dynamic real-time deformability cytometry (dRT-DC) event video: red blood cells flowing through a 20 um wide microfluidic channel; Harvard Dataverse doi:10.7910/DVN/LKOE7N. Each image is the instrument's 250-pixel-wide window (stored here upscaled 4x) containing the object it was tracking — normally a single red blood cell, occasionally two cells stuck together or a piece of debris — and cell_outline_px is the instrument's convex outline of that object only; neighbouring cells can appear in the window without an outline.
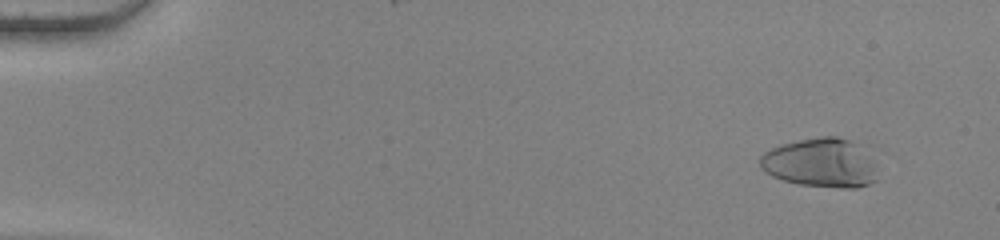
{"species": "human", "species_latin": "Homo sapiens", "temperature_condition": "warm", "stored_images_in_passage": 56, "camera_frame_rate_fps": 3000, "um_per_image_px": 0.085, "donor": {"sex": "female"}, "frame": {"image": 1, "passage_image": 5, "time_ms": 1.333, "image_size_px": [1000, 240], "cell_outline_px": [[880, 180], [856, 188], [844, 188], [800, 184], [784, 180], [772, 176], [760, 168], [760, 156], [764, 152], [780, 144], [820, 136], [836, 136], [848, 140], [868, 156]], "centroid_in_image_um": [69.71, 13.86], "position_along_channel_um": 15.3, "area_um2": 33.06}}
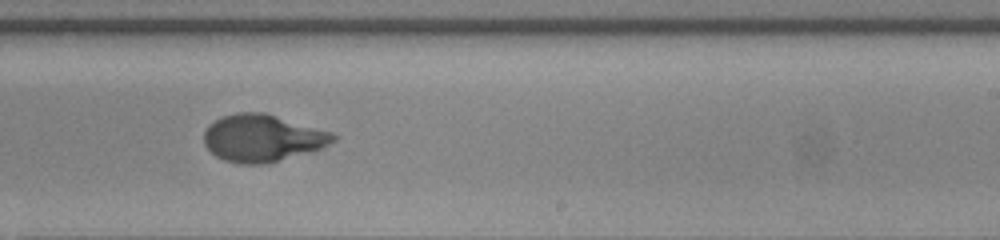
{"frame": {"image": 2, "passage_image": 36, "time_ms": 11.667, "image_size_px": [1000, 240], "cell_outline_px": [[340, 136], [336, 140], [320, 148], [264, 164], [240, 164], [224, 160], [216, 156], [204, 144], [204, 132], [216, 120], [224, 116], [236, 112], [264, 112], [332, 132]], "centroid_in_image_um": [22.31, 11.73], "position_along_channel_um": 266.7, "area_um2": 35.08}}
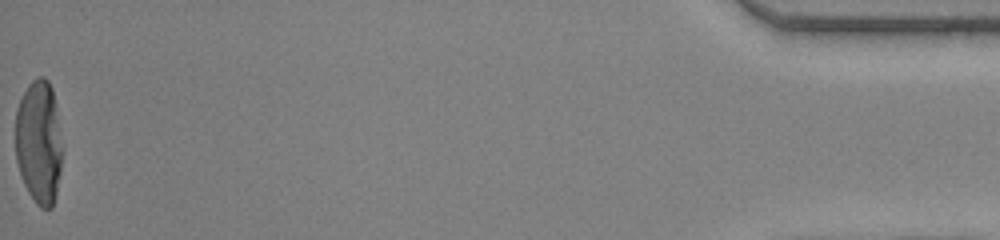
{"frame": {"image": 3, "passage_image": 56, "time_ms": 18.333, "image_size_px": [1000, 240], "cell_outline_px": [[60, 172], [56, 192], [52, 208], [40, 208], [36, 204], [28, 192], [24, 184], [16, 160], [16, 108], [28, 84], [36, 76], [44, 76], [48, 80], [52, 88], [60, 148]], "centroid_in_image_um": [3.26, 12.08], "position_along_channel_um": 431.9, "area_um2": 33.0}, "authors_computed_cell_mechanics": {"area_um2": 34.1887, "velocity_mm_per_s": 3.8288, "shape_relaxation_time_tau1_ms": 4.2183, "shape_relaxation_time_tau2_ms": null, "deformation_change_tau1": 0.2535, "deformation_change_tau2": null}}